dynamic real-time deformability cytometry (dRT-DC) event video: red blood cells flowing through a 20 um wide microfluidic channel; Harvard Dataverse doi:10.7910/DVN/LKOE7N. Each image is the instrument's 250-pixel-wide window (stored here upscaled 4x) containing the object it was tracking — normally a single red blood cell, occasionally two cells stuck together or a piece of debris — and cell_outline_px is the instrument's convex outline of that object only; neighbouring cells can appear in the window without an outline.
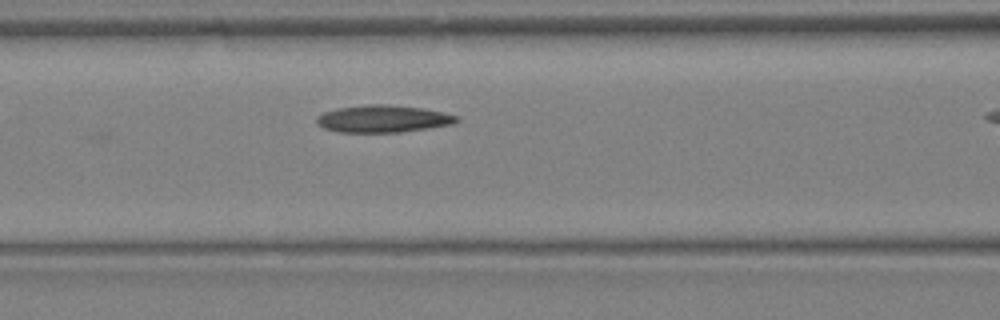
{"species": "Egyptian fruit bat (a non-hibernating species)", "species_latin": "Rousettus aegyptiacus", "temperature_condition": "warm", "stored_images_in_passage": 13, "camera_frame_rate_fps": 3000, "um_per_image_px": 0.085, "animal": {"sex": "female"}, "frame": {"image": 1, "passage_image": 4, "time_ms": 1.0, "image_size_px": [1000, 320], "cell_outline_px": [[460, 120], [452, 124], [428, 128], [400, 132], [340, 132], [324, 128], [316, 120], [316, 116], [324, 112], [336, 108], [368, 104], [384, 104], [420, 108], [444, 112], [456, 116]], "centroid_in_image_um": [32.54, 10.09], "position_along_channel_um": 134.1, "area_um2": 22.02}}
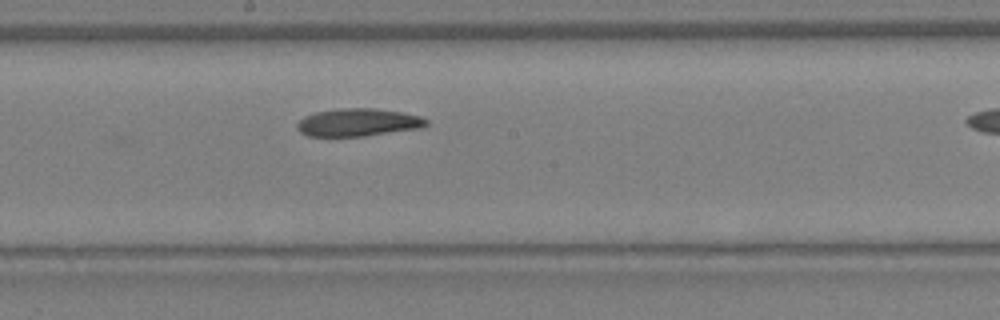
{"frame": {"image": 2, "passage_image": 8, "time_ms": 2.333, "image_size_px": [1000, 320], "cell_outline_px": [[428, 124], [420, 128], [364, 136], [308, 136], [300, 132], [296, 128], [296, 124], [304, 116], [316, 112], [340, 108], [372, 108], [400, 112], [420, 116], [428, 120]], "centroid_in_image_um": [30.41, 10.4], "position_along_channel_um": 217.8, "area_um2": 20.81}}
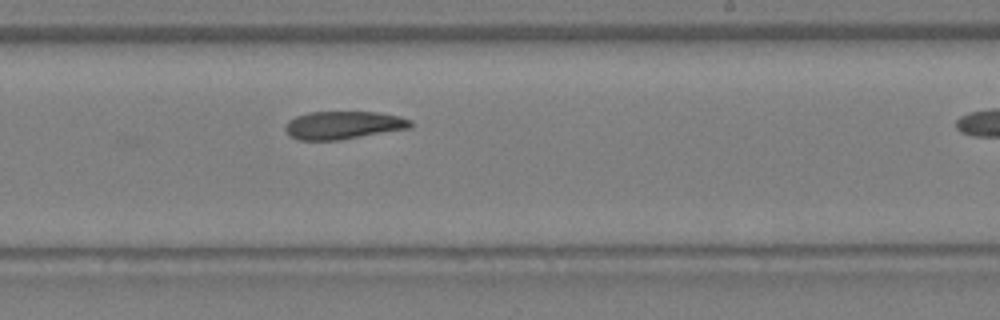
{"frame": {"image": 3, "passage_image": 10, "time_ms": 3.0, "image_size_px": [1000, 320], "cell_outline_px": [[412, 128], [340, 140], [296, 140], [284, 128], [288, 120], [296, 116], [308, 112], [380, 112], [400, 116], [412, 120]], "centroid_in_image_um": [29.22, 10.63], "position_along_channel_um": 259.8, "area_um2": 20.58}}